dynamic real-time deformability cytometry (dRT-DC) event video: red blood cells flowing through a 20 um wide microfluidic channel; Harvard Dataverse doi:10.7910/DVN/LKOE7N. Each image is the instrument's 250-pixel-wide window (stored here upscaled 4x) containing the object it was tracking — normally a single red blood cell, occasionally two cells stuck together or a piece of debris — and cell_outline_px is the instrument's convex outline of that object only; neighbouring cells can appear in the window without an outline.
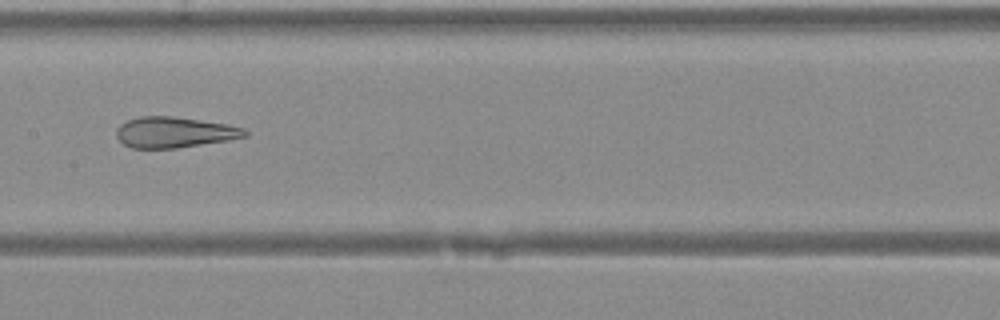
{"species": "Egyptian fruit bat (a non-hibernating species)", "species_latin": "Rousettus aegyptiacus", "temperature_condition": "warm", "stored_images_in_passage": 39, "camera_frame_rate_fps": 3000, "um_per_image_px": 0.085, "animal": {"sex": "female"}, "frame": {"image": 1, "passage_image": 23, "time_ms": 7.333, "image_size_px": [1000, 320], "cell_outline_px": [[248, 136], [228, 140], [176, 148], [132, 148], [124, 144], [116, 136], [116, 128], [120, 124], [128, 120], [140, 116], [172, 116], [228, 124], [244, 128], [248, 132]], "centroid_in_image_um": [14.82, 11.24], "position_along_channel_um": 192.6, "area_um2": 23.0}}
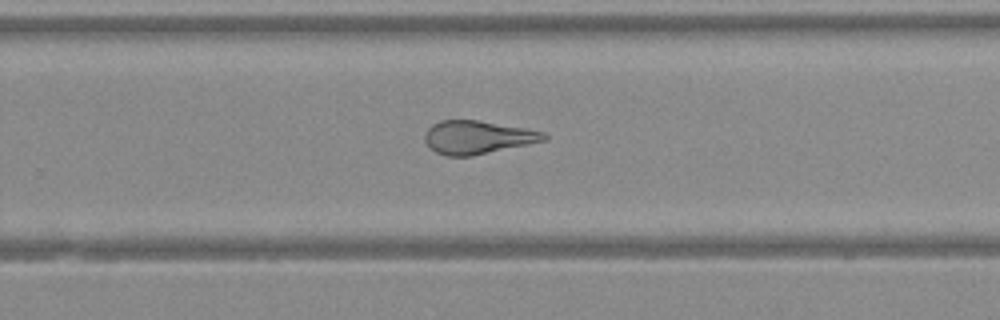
{"frame": {"image": 2, "passage_image": 29, "time_ms": 9.333, "image_size_px": [1000, 320], "cell_outline_px": [[548, 140], [472, 156], [444, 156], [428, 148], [424, 140], [424, 132], [432, 124], [440, 120], [480, 120], [524, 128], [544, 132], [548, 136]], "centroid_in_image_um": [40.56, 11.67], "position_along_channel_um": 289.2, "area_um2": 23.35}}
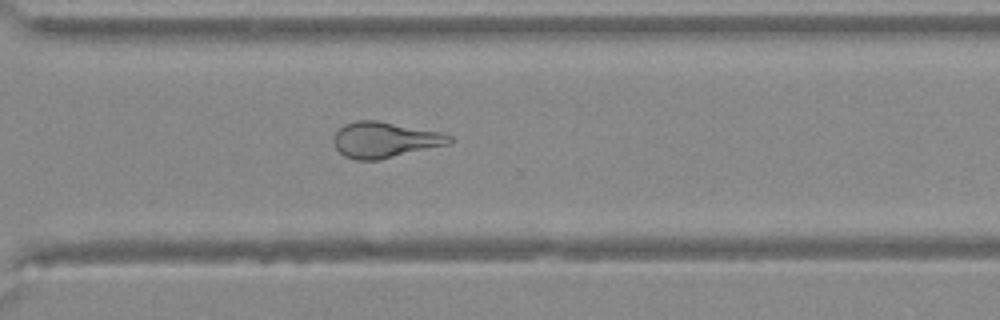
{"frame": {"image": 3, "passage_image": 32, "time_ms": 10.333, "image_size_px": [1000, 320], "cell_outline_px": [[452, 144], [380, 160], [356, 160], [344, 156], [336, 148], [332, 140], [332, 136], [344, 124], [356, 120], [376, 120], [440, 132], [452, 136]], "centroid_in_image_um": [32.71, 11.9], "position_along_channel_um": 337.9, "area_um2": 24.39}}